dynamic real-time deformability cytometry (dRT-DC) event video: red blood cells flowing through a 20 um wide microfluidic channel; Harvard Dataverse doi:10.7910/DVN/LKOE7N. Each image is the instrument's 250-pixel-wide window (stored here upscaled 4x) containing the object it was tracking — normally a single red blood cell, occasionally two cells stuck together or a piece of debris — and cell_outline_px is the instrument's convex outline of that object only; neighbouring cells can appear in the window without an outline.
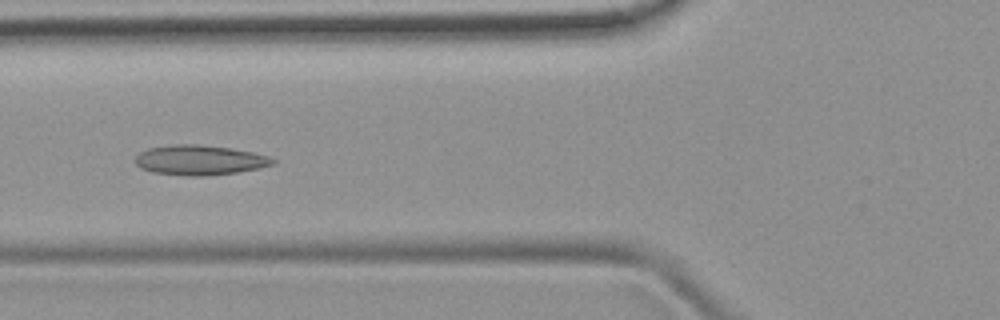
{"species": "common noctule bat (a hibernating species)", "species_latin": "Nyctalus noctula", "temperature_condition": "room temperature", "stored_images_in_passage": 5, "camera_frame_rate_fps": 3000, "um_per_image_px": 0.085, "animal": {"sex": "female", "body_mass_g": 19.9}, "frame": {"image": 1, "passage_image": 5, "time_ms": 4.667, "image_size_px": [1000, 320], "cell_outline_px": [[276, 164], [260, 168], [236, 172], [204, 176], [184, 176], [152, 172], [140, 168], [136, 164], [136, 156], [140, 152], [148, 148], [172, 144], [200, 144], [228, 148], [252, 152], [268, 156], [276, 160]], "centroid_in_image_um": [16.96, 13.61], "position_along_channel_um": 108.8, "area_um2": 24.04}}